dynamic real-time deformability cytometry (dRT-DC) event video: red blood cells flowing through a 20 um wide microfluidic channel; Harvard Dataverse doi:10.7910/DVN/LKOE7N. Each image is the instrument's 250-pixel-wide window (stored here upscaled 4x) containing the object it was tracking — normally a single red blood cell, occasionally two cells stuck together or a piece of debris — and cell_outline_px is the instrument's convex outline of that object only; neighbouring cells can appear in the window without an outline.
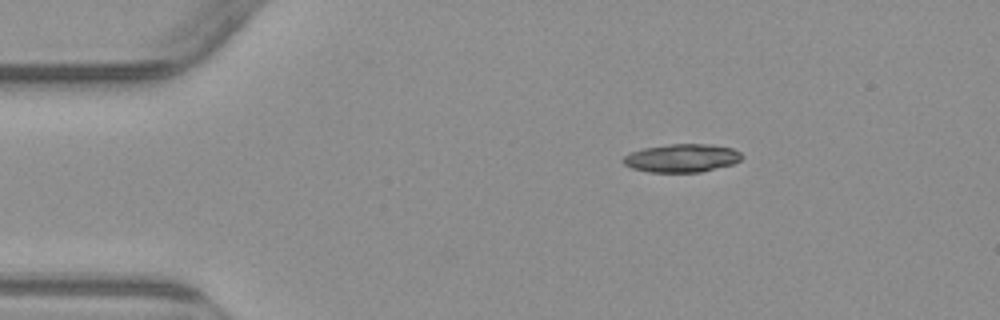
{"species": "common noctule bat (a hibernating species)", "species_latin": "Nyctalus noctula", "temperature_condition": "warm", "stored_images_in_passage": 4, "camera_frame_rate_fps": 3000, "um_per_image_px": 0.085, "animal": {"sex": "male", "body_mass_g": 23.1, "forearm_length_mm": 52.7}, "frame": {"image": 1, "passage_image": 1, "time_ms": 0.0, "image_size_px": [1000, 320], "cell_outline_px": [[744, 156], [740, 160], [732, 164], [700, 172], [648, 172], [632, 168], [624, 164], [620, 160], [624, 156], [632, 152], [644, 148], [672, 144], [708, 144], [732, 148], [740, 152]], "centroid_in_image_um": [57.94, 13.44], "position_along_channel_um": 27.1, "area_um2": 19.42}}
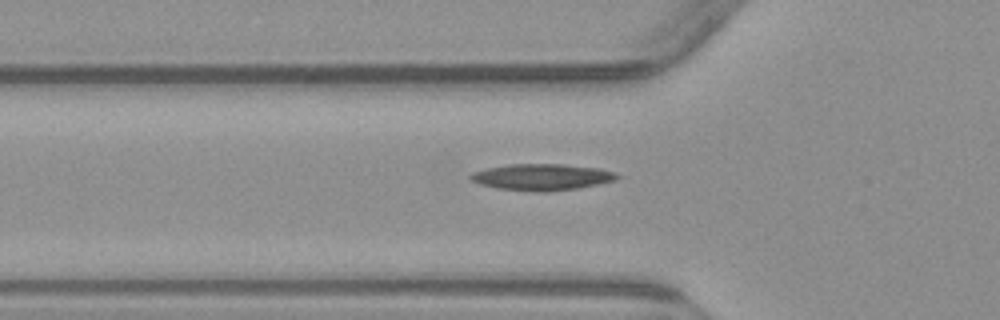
{"frame": {"image": 2, "passage_image": 3, "time_ms": 3.0, "image_size_px": [1000, 320], "cell_outline_px": [[624, 176], [616, 180], [580, 188], [548, 192], [536, 192], [496, 188], [480, 184], [472, 180], [468, 176], [472, 172], [488, 168], [508, 164], [564, 164], [600, 168], [616, 172]], "centroid_in_image_um": [46.12, 15.05], "position_along_channel_um": 79.7, "area_um2": 22.89}}
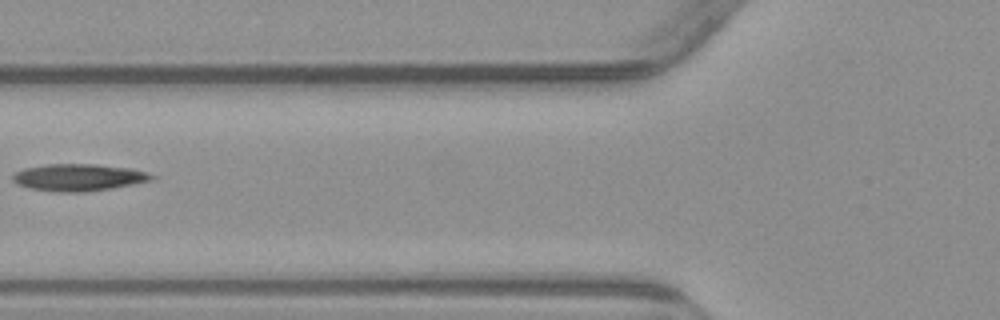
{"frame": {"image": 3, "passage_image": 4, "time_ms": 4.0, "image_size_px": [1000, 320], "cell_outline_px": [[156, 176], [152, 180], [112, 188], [84, 192], [60, 192], [32, 188], [20, 184], [12, 180], [12, 176], [16, 172], [24, 168], [48, 164], [96, 164], [132, 168]], "centroid_in_image_um": [6.7, 15.07], "position_along_channel_um": 119.1, "area_um2": 21.62}}